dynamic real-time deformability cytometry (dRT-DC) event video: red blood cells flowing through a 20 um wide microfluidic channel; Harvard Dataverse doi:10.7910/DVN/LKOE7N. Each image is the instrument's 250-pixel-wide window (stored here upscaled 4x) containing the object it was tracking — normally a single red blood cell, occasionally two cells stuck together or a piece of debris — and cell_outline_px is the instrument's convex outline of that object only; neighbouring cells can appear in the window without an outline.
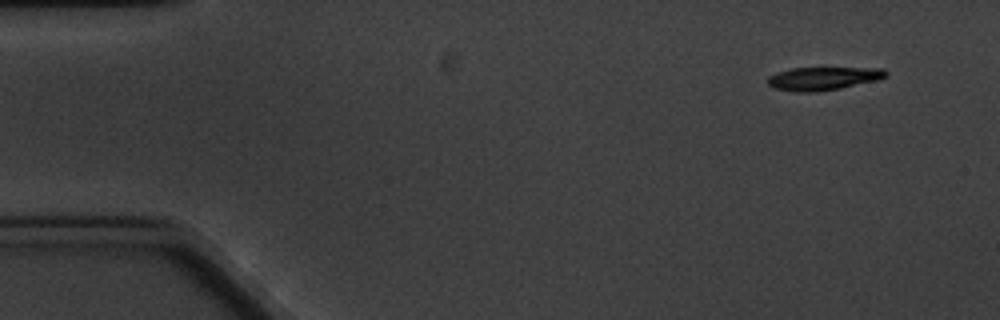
{"species": "common noctule bat (a hibernating species)", "species_latin": "Nyctalus noctula", "temperature_condition": "cold", "stored_images_in_passage": 8, "camera_frame_rate_fps": 3000, "um_per_image_px": 0.085, "animal": {"sex": "male", "body_mass_g": 20.1, "forearm_length_mm": 53.5}, "frame": {"image": 1, "passage_image": 1, "time_ms": 0.0, "image_size_px": [1000, 320], "cell_outline_px": [[888, 76], [880, 80], [840, 88], [816, 92], [796, 92], [772, 88], [768, 84], [768, 76], [776, 72], [792, 68], [884, 68], [888, 72]], "centroid_in_image_um": [69.99, 6.67], "position_along_channel_um": 15.0, "area_um2": 16.18}}
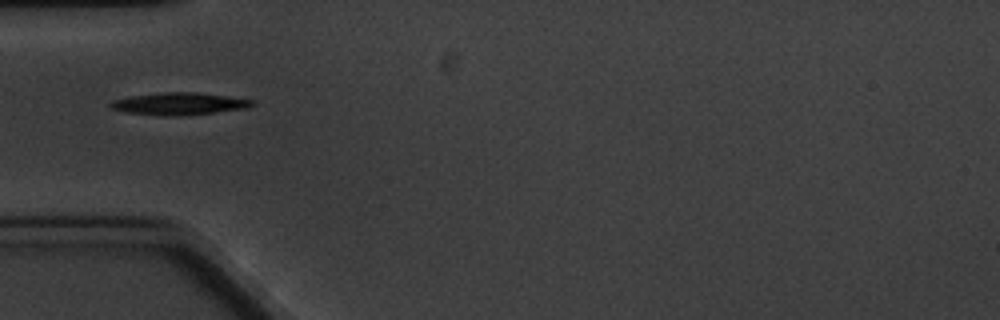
{"frame": {"image": 2, "passage_image": 5, "time_ms": 4.667, "image_size_px": [1000, 320], "cell_outline_px": [[256, 104], [248, 108], [176, 116], [124, 112], [112, 108], [108, 104], [112, 100], [132, 96], [160, 92], [196, 92], [256, 100]], "centroid_in_image_um": [15.25, 8.8], "position_along_channel_um": 69.7, "area_um2": 18.15}}